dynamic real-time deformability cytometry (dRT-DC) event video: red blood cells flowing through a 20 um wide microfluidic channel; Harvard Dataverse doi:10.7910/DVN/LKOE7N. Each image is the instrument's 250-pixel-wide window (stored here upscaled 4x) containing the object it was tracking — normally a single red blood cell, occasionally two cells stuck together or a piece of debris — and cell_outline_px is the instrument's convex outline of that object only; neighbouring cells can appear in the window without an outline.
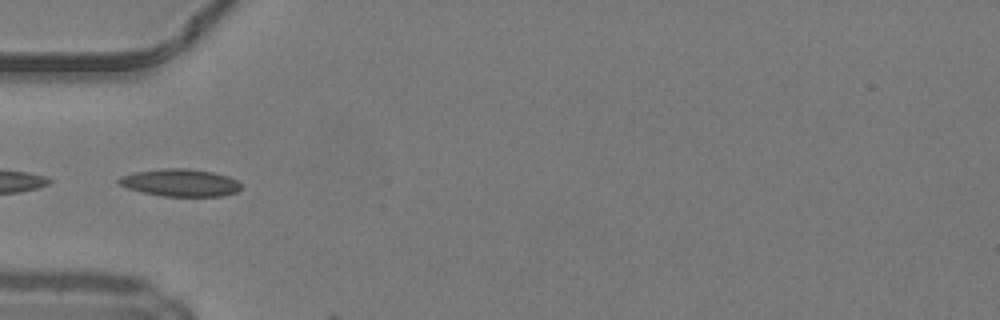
{"species": "common noctule bat (a hibernating species)", "species_latin": "Nyctalus noctula", "temperature_condition": "warm", "stored_images_in_passage": 2, "camera_frame_rate_fps": 3000, "um_per_image_px": 0.085, "animal": {"sex": "male", "body_mass_g": 19.2, "forearm_length_mm": 51.8}, "frame": {"image": 1, "passage_image": 1, "time_ms": 0.0, "image_size_px": [1000, 320], "cell_outline_px": [[240, 188], [236, 192], [220, 196], [164, 196], [144, 192], [128, 188], [120, 184], [116, 180], [120, 176], [136, 172], [164, 168], [188, 168], [212, 172], [228, 176], [236, 180], [240, 184]], "centroid_in_image_um": [15.32, 15.52], "position_along_channel_um": 69.7, "area_um2": 19.31}}